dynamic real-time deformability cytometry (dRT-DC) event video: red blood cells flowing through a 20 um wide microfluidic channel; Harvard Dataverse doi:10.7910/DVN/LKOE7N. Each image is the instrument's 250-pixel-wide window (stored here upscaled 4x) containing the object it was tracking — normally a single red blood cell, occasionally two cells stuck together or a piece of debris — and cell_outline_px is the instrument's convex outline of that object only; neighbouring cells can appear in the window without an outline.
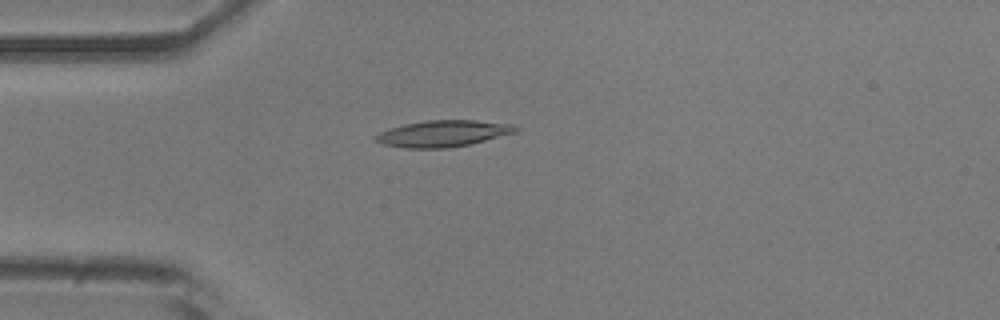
{"species": "common noctule bat (a hibernating species)", "species_latin": "Nyctalus noctula", "temperature_condition": "room temperature", "stored_images_in_passage": 51, "camera_frame_rate_fps": 3000, "um_per_image_px": 0.085, "animal": {"sex": "male", "body_mass_g": 20.5, "forearm_length_mm": 52.5}, "frame": {"image": 1, "passage_image": 13, "time_ms": 4.0, "image_size_px": [1000, 320], "cell_outline_px": [[520, 128], [516, 132], [472, 144], [448, 148], [404, 148], [384, 144], [376, 140], [372, 136], [380, 132], [404, 124], [428, 120], [476, 120], [516, 124]], "centroid_in_image_um": [37.72, 11.35], "position_along_channel_um": 47.3, "area_um2": 21.68}}
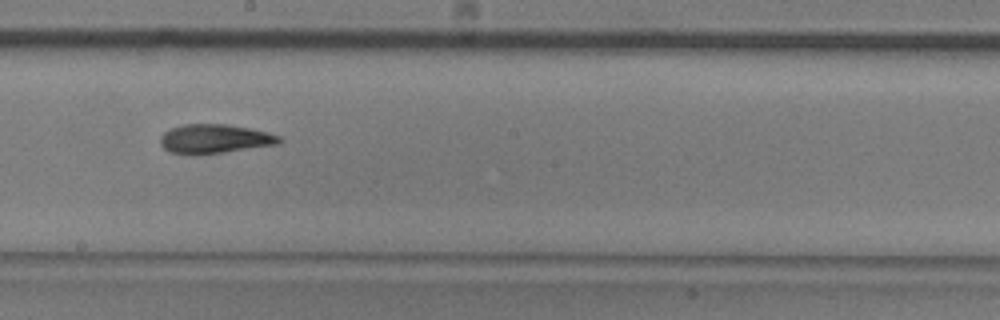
{"frame": {"image": 2, "passage_image": 28, "time_ms": 9.0, "image_size_px": [1000, 320], "cell_outline_px": [[284, 140], [276, 144], [224, 152], [196, 156], [192, 156], [168, 152], [160, 144], [160, 136], [164, 132], [172, 128], [184, 124], [224, 124], [248, 128], [268, 132], [280, 136]], "centroid_in_image_um": [18.19, 11.82], "position_along_channel_um": 230.0, "area_um2": 20.35}}
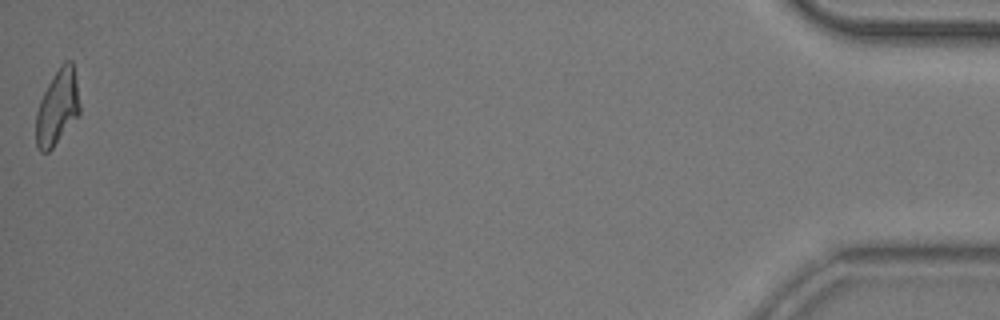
{"frame": {"image": 3, "passage_image": 51, "time_ms": 16.667, "image_size_px": [1000, 320], "cell_outline_px": [[80, 112], [52, 148], [48, 152], [40, 152], [36, 148], [36, 112], [40, 100], [48, 84], [60, 64], [64, 60], [72, 60], [76, 80], [80, 108]], "centroid_in_image_um": [4.86, 9.11], "position_along_channel_um": 430.3, "area_um2": 18.96}, "authors_computed_cell_mechanics": {"area_um2": 20.0566, "velocity_mm_per_s": 3.8931, "shape_relaxation_time_tau1_ms": 7.3239, "shape_relaxation_time_tau2_ms": 2.9813, "deformation_change_tau1": 0.2212, "deformation_change_tau2": 0.1048}}